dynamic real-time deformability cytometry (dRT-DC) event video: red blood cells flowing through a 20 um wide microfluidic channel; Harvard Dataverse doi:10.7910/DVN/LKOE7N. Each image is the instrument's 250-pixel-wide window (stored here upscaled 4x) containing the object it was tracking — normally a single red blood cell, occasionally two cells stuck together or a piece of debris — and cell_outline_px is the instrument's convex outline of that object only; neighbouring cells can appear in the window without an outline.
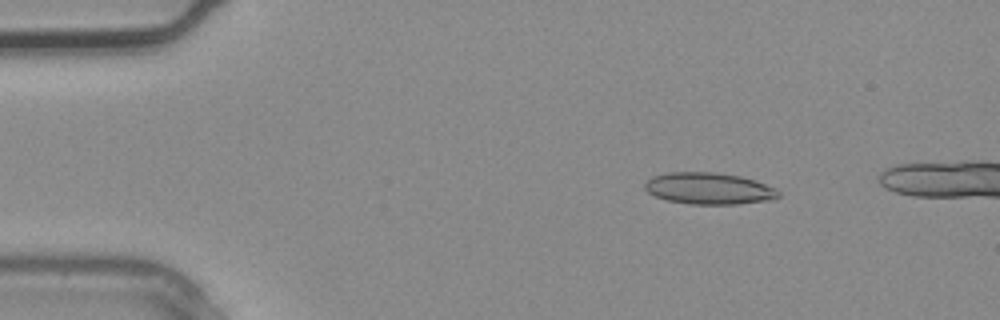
{"species": "common noctule bat (a hibernating species)", "species_latin": "Nyctalus noctula", "temperature_condition": "warm", "stored_images_in_passage": 2, "camera_frame_rate_fps": 3000, "um_per_image_px": 0.085, "animal": {"sex": "male", "body_mass_g": 20.4}, "frame": {"image": 1, "passage_image": 1, "time_ms": 0.0, "image_size_px": [1000, 320], "cell_outline_px": [[780, 196], [772, 200], [736, 204], [688, 204], [668, 200], [656, 196], [648, 192], [644, 188], [644, 184], [652, 176], [668, 172], [716, 172], [740, 176], [756, 180], [776, 188], [780, 192]], "centroid_in_image_um": [60.29, 16.02], "position_along_channel_um": 24.7, "area_um2": 24.8}}